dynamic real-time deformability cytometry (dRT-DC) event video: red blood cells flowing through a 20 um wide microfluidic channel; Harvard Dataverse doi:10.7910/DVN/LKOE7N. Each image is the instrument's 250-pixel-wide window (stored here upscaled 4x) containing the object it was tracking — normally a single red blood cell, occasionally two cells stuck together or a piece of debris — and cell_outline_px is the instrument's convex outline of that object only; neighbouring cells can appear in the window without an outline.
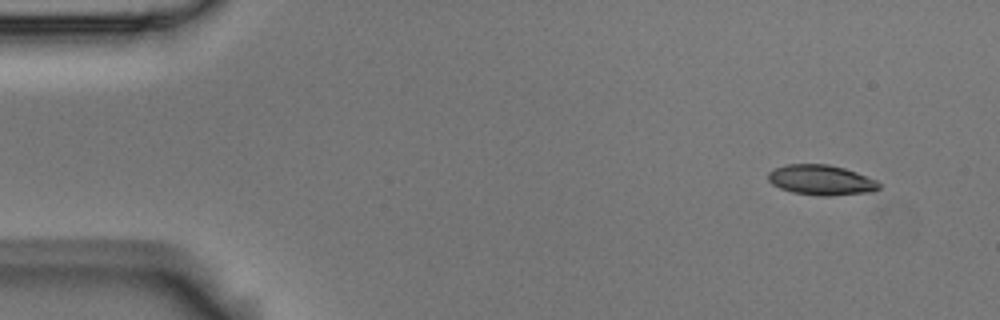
{"species": "Egyptian fruit bat (a non-hibernating species)", "species_latin": "Rousettus aegyptiacus", "temperature_condition": "room temperature", "stored_images_in_passage": 51, "camera_frame_rate_fps": 3000, "um_per_image_px": 0.085, "animal": {"sex": "male"}, "frame": {"image": 1, "passage_image": 1, "time_ms": 0.0, "image_size_px": [1000, 320], "cell_outline_px": [[880, 188], [872, 192], [828, 196], [820, 196], [792, 192], [780, 188], [772, 184], [768, 180], [768, 172], [784, 164], [828, 164], [844, 168], [856, 172], [876, 180], [880, 184]], "centroid_in_image_um": [69.79, 15.3], "position_along_channel_um": 15.2, "area_um2": 19.54}}
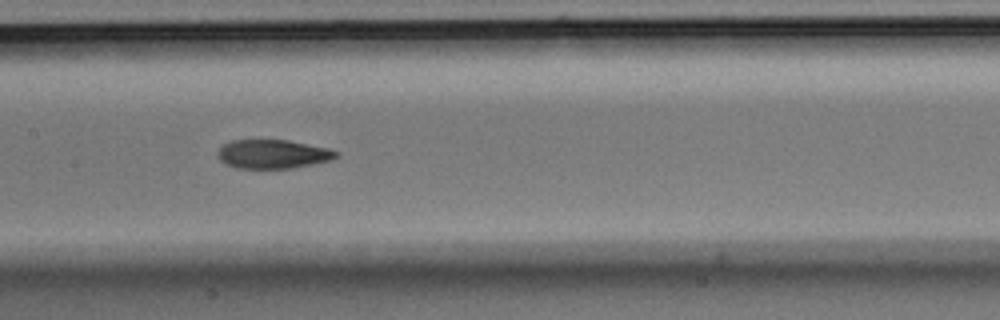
{"frame": {"image": 2, "passage_image": 23, "time_ms": 7.333, "image_size_px": [1000, 320], "cell_outline_px": [[340, 156], [332, 160], [292, 168], [236, 168], [220, 160], [216, 156], [216, 152], [224, 144], [232, 140], [288, 140], [328, 148], [340, 152]], "centroid_in_image_um": [23.22, 13.09], "position_along_channel_um": 184.2, "area_um2": 20.0}}
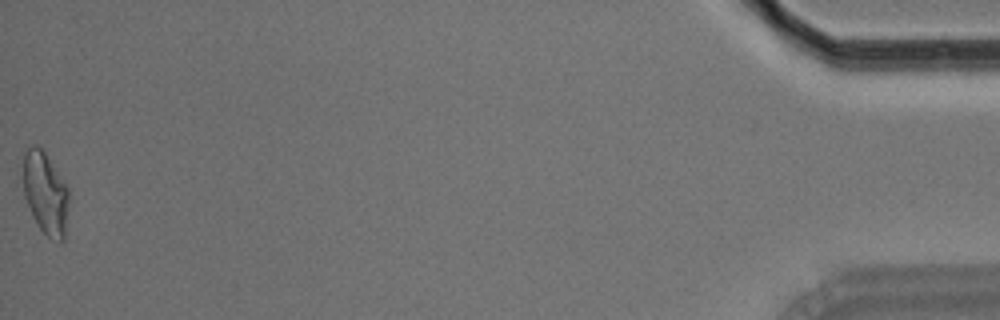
{"frame": {"image": 3, "passage_image": 51, "time_ms": 16.667, "image_size_px": [1000, 320], "cell_outline_px": [[68, 204], [64, 240], [60, 244], [48, 236], [40, 228], [32, 216], [24, 196], [24, 152], [32, 144], [36, 144], [44, 152], [68, 188]], "centroid_in_image_um": [3.86, 16.45], "position_along_channel_um": 431.3, "area_um2": 21.62}, "authors_computed_cell_mechanics": {"area_um2": 20.6924, "velocity_mm_per_s": 3.7047, "shape_relaxation_time_tau1_ms": 6.1798, "shape_relaxation_time_tau2_ms": 2.7631, "deformation_change_tau1": 0.1717, "deformation_change_tau2": 0.0859}}